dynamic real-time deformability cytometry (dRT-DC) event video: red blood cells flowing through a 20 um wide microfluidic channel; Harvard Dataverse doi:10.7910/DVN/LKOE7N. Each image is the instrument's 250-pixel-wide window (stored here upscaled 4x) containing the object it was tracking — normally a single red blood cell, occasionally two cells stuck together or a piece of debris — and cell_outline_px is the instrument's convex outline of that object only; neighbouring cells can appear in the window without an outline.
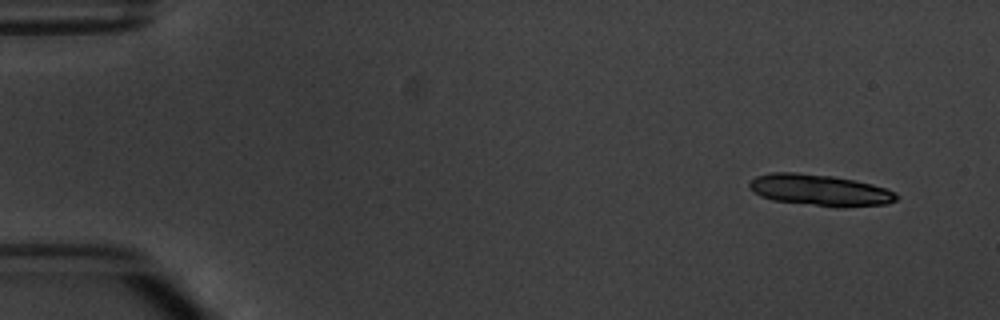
{"species": "common noctule bat (a hibernating species)", "species_latin": "Nyctalus noctula", "temperature_condition": "warm", "stored_images_in_passage": 8, "segment_of_instrument_passage": [1, 2], "camera_frame_rate_fps": 3000, "um_per_image_px": 0.085, "animal": {"sex": "male", "body_mass_g": 20.1, "forearm_length_mm": 53.5}, "frame": {"image": 1, "passage_image": 1, "time_ms": 0.0, "image_size_px": [1000, 320], "cell_outline_px": [[900, 196], [896, 200], [888, 204], [844, 208], [836, 208], [772, 200], [760, 196], [748, 184], [756, 176], [772, 172], [796, 172], [832, 176], [856, 180], [872, 184], [896, 192]], "centroid_in_image_um": [69.75, 16.18], "position_along_channel_um": 15.3, "area_um2": 27.17}}